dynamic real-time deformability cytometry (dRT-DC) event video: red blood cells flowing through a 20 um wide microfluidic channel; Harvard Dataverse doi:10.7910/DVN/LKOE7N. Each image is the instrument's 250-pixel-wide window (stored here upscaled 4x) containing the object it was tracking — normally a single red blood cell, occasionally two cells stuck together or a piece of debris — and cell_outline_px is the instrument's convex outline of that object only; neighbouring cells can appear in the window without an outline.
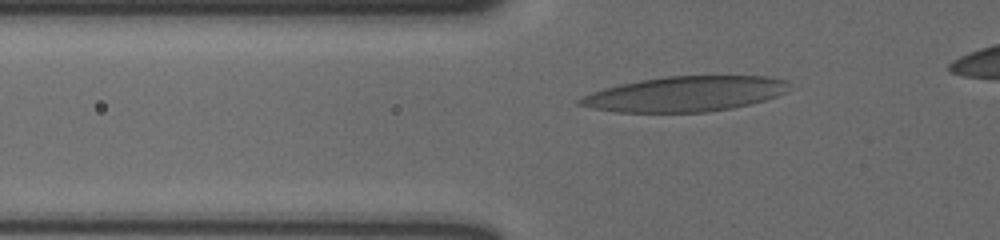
{"species": "human", "species_latin": "Homo sapiens", "temperature_condition": "cold", "stored_images_in_passage": 41, "camera_frame_rate_fps": 3000, "um_per_image_px": 0.085, "donor": {"sex": "male"}, "frame": {"image": 1, "passage_image": 7, "time_ms": 2.0, "image_size_px": [1000, 240], "cell_outline_px": [[788, 84], [784, 92], [776, 96], [764, 100], [732, 108], [708, 112], [616, 112], [592, 108], [576, 104], [576, 100], [580, 96], [604, 88], [620, 84], [640, 80], [668, 76], [768, 76], [788, 80]], "centroid_in_image_um": [58.18, 7.98], "position_along_channel_um": 67.6, "area_um2": 42.83}}
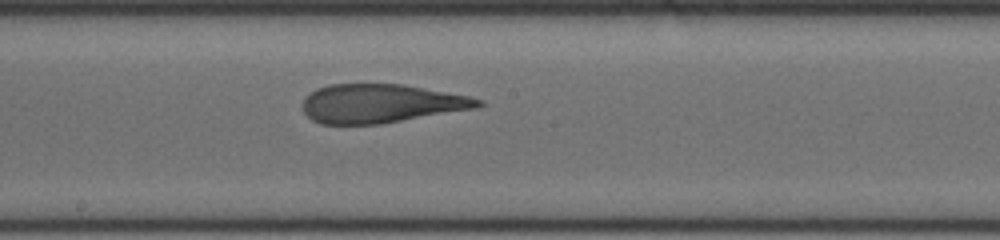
{"frame": {"image": 2, "passage_image": 20, "time_ms": 6.333, "image_size_px": [1000, 240], "cell_outline_px": [[484, 104], [480, 108], [380, 124], [320, 124], [312, 120], [304, 112], [304, 100], [316, 88], [328, 84], [400, 84], [468, 96], [484, 100]], "centroid_in_image_um": [32.42, 8.81], "position_along_channel_um": 215.8, "area_um2": 39.54}}
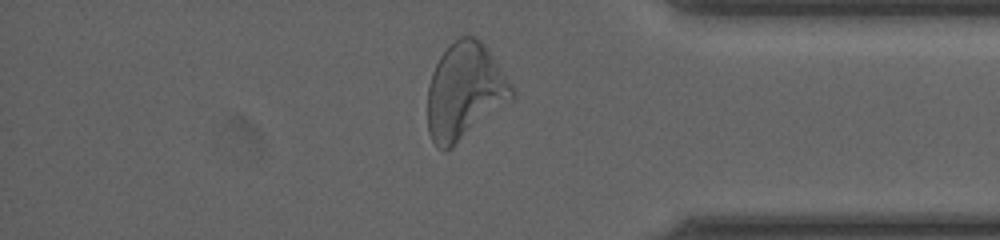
{"frame": {"image": 3, "passage_image": 36, "time_ms": 11.667, "image_size_px": [1000, 240], "cell_outline_px": [[516, 96], [512, 100], [452, 148], [444, 152], [436, 148], [428, 132], [428, 84], [432, 72], [440, 56], [460, 36], [476, 36], [484, 44], [512, 84], [516, 92]], "centroid_in_image_um": [39.51, 7.8], "position_along_channel_um": 395.7, "area_um2": 47.45}}